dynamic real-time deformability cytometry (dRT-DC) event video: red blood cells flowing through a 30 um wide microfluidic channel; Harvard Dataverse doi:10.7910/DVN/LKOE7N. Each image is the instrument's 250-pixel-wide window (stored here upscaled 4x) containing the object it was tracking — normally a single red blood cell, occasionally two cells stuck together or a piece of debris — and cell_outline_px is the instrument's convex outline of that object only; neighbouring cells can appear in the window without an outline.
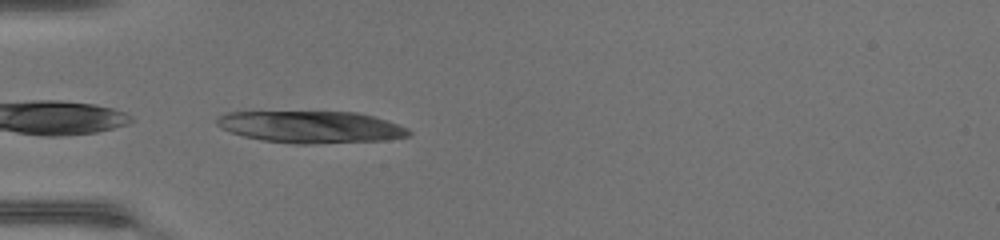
{"species": "common noctule bat (a hibernating species)", "species_latin": "Nyctalus noctula", "temperature_condition": "warm", "stored_images_in_passage": 34, "camera_frame_rate_fps": 3000, "um_per_image_px": 0.085, "animal": {"sex": "female", "body_mass_g": 17.0, "forearm_length_mm": 48.0}, "frame": {"image": 1, "passage_image": 1, "time_ms": 0.0, "image_size_px": [1000, 240], "cell_outline_px": [[412, 132], [408, 136], [380, 140], [312, 144], [292, 144], [264, 140], [244, 136], [232, 132], [216, 124], [216, 120], [220, 116], [228, 112], [356, 112], [372, 116], [408, 128]], "centroid_in_image_um": [26.43, 10.79], "position_along_channel_um": 58.6, "area_um2": 35.2}}
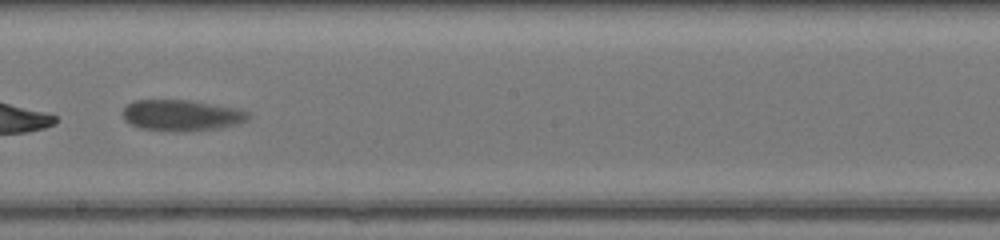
{"frame": {"image": 2, "passage_image": 14, "time_ms": 4.333, "image_size_px": [1000, 240], "cell_outline_px": [[248, 116], [244, 120], [220, 128], [184, 132], [180, 132], [144, 128], [132, 124], [124, 116], [124, 108], [128, 104], [136, 100], [184, 100], [244, 112]], "centroid_in_image_um": [15.3, 9.82], "position_along_channel_um": 232.9, "area_um2": 21.33}}
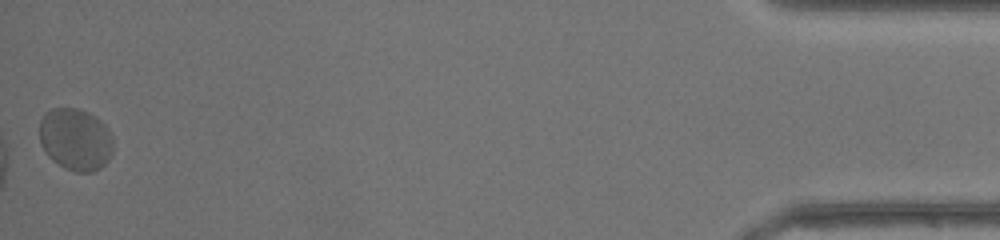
{"frame": {"image": 3, "passage_image": 34, "time_ms": 11.0, "image_size_px": [1000, 240], "cell_outline_px": [[112, 152], [108, 160], [104, 164], [92, 172], [76, 172], [64, 168], [52, 160], [48, 156], [40, 140], [40, 120], [48, 112], [56, 108], [76, 108], [100, 120], [112, 136]], "centroid_in_image_um": [6.41, 11.87], "position_along_channel_um": 428.8, "area_um2": 26.18}, "authors_computed_cell_mechanics": {"area_um2": 23.6113, "velocity_mm_per_s": 4.3032, "shape_relaxation_time_tau1_ms": 2.4189, "shape_relaxation_time_tau2_ms": null, "deformation_change_tau1": 0.2558, "deformation_change_tau2": null}}